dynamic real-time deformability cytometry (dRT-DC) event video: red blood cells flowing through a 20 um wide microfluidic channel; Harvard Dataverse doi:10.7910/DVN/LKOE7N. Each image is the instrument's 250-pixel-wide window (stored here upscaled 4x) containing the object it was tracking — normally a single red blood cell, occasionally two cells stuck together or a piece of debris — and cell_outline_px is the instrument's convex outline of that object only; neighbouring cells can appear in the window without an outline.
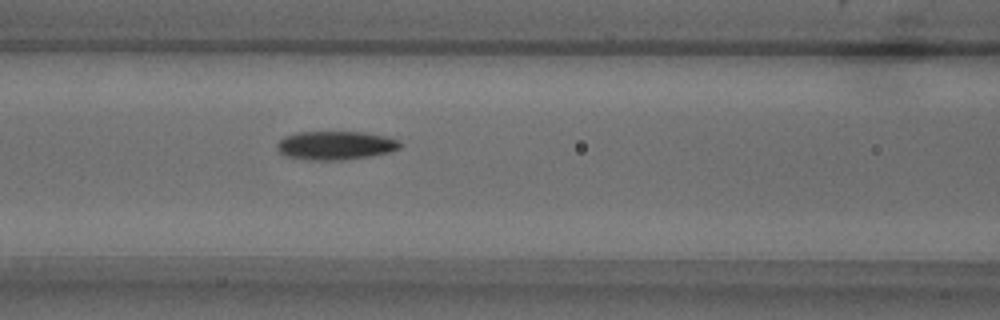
{"species": "common noctule bat (a hibernating species)", "species_latin": "Nyctalus noctula", "temperature_condition": "warm", "stored_images_in_passage": 31, "camera_frame_rate_fps": 3000, "um_per_image_px": 0.085, "animal": {"sex": "male", "body_mass_g": 18.8}, "frame": {"image": 1, "passage_image": 6, "time_ms": 1.667, "image_size_px": [1000, 320], "cell_outline_px": [[404, 144], [400, 148], [388, 152], [372, 156], [344, 160], [308, 160], [284, 156], [276, 148], [276, 144], [284, 136], [296, 132], [368, 132], [400, 140]], "centroid_in_image_um": [28.53, 12.36], "position_along_channel_um": 138.1, "area_um2": 20.87}}
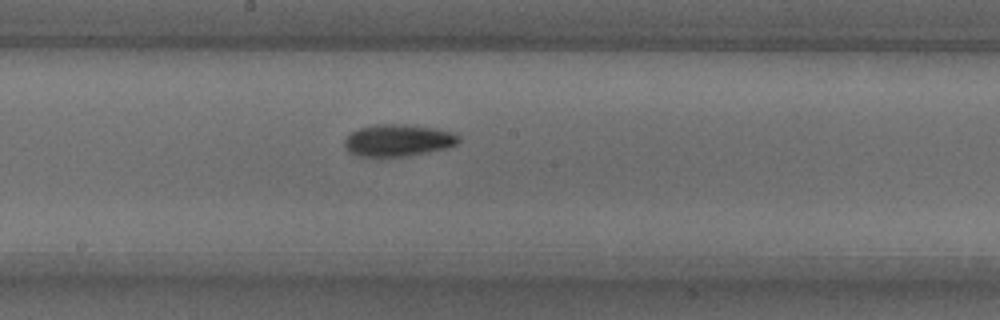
{"frame": {"image": 2, "passage_image": 12, "time_ms": 3.667, "image_size_px": [1000, 320], "cell_outline_px": [[460, 140], [456, 144], [444, 148], [428, 152], [408, 156], [360, 156], [348, 152], [344, 144], [344, 140], [352, 132], [360, 128], [376, 124], [404, 124], [436, 128], [452, 132], [460, 136]], "centroid_in_image_um": [33.84, 11.92], "position_along_channel_um": 214.4, "area_um2": 21.15}}
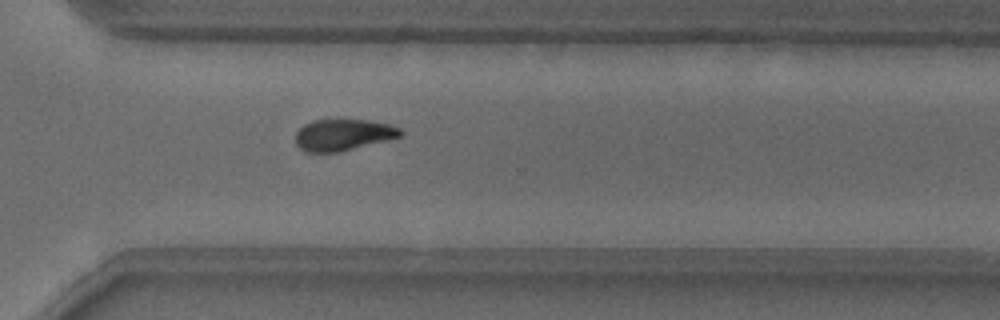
{"frame": {"image": 3, "passage_image": 22, "time_ms": 7.0, "image_size_px": [1000, 320], "cell_outline_px": [[404, 132], [400, 136], [336, 152], [304, 152], [296, 144], [296, 132], [304, 124], [312, 120], [364, 120], [388, 124], [400, 128]], "centroid_in_image_um": [29.11, 11.45], "position_along_channel_um": 341.5, "area_um2": 18.79}}